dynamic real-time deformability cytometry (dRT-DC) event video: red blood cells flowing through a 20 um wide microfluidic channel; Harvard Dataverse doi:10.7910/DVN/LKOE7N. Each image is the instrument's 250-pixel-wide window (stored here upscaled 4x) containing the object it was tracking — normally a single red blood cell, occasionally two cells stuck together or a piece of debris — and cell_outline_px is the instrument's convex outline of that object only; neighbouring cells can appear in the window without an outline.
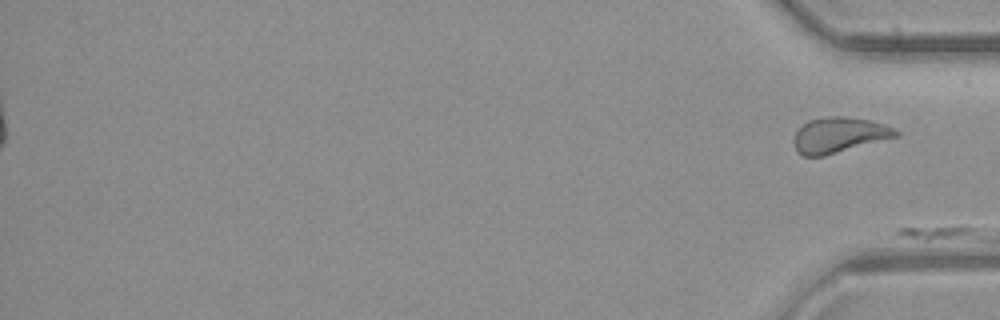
{"species": "common noctule bat (a hibernating species)", "species_latin": "Nyctalus noctula", "temperature_condition": "room temperature", "stored_images_in_passage": 55, "segment_of_instrument_passage": [2, 2], "camera_frame_rate_fps": 3000, "um_per_image_px": 0.085, "animal": {"sex": "female", "body_mass_g": 21.9}, "frame": {"image": 1, "passage_image": 55, "time_ms": 18.0, "image_size_px": [1000, 320], "cell_outline_px": [[900, 136], [824, 156], [804, 156], [796, 152], [796, 132], [808, 120], [824, 116], [848, 116], [868, 120], [884, 124], [900, 132]], "centroid_in_image_um": [71.36, 11.47], "position_along_channel_um": 363.8, "area_um2": 20.98}}